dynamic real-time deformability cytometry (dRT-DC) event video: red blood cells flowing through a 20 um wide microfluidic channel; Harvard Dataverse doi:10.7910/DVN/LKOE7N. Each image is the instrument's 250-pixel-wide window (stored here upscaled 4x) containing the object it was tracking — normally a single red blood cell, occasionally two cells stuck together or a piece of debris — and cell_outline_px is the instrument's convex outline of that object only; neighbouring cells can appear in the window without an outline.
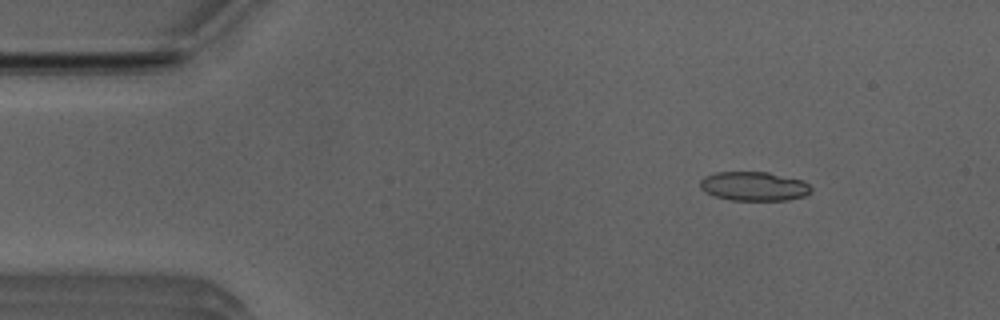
{"species": "Egyptian fruit bat (a non-hibernating species)", "species_latin": "Rousettus aegyptiacus", "temperature_condition": "room temperature", "stored_images_in_passage": 52, "camera_frame_rate_fps": 3000, "um_per_image_px": 0.085, "animal": {"sex": "male"}, "frame": {"image": 1, "passage_image": 7, "time_ms": 2.0, "image_size_px": [1000, 320], "cell_outline_px": [[812, 188], [804, 196], [788, 200], [732, 200], [716, 196], [704, 192], [700, 188], [700, 180], [704, 176], [716, 172], [768, 172], [804, 180]], "centroid_in_image_um": [64.07, 15.82], "position_along_channel_um": 20.9, "area_um2": 18.84}}
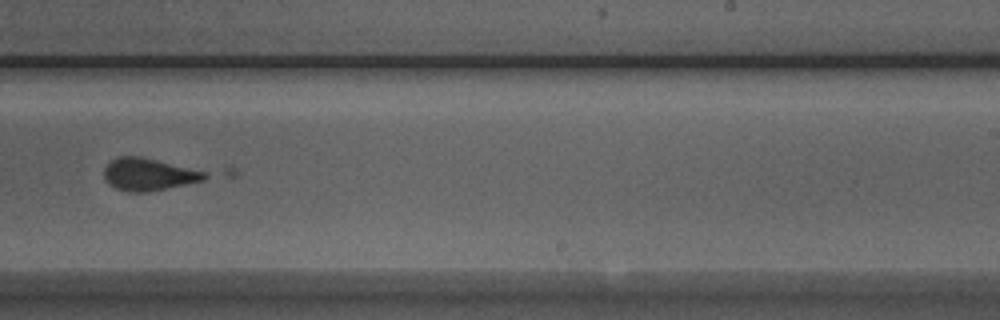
{"frame": {"image": 2, "passage_image": 32, "time_ms": 10.333, "image_size_px": [1000, 320], "cell_outline_px": [[236, 176], [148, 192], [128, 192], [116, 188], [108, 184], [104, 176], [104, 168], [112, 160], [120, 156], [140, 156], [236, 168]], "centroid_in_image_um": [13.58, 14.75], "position_along_channel_um": 275.4, "area_um2": 23.64}}
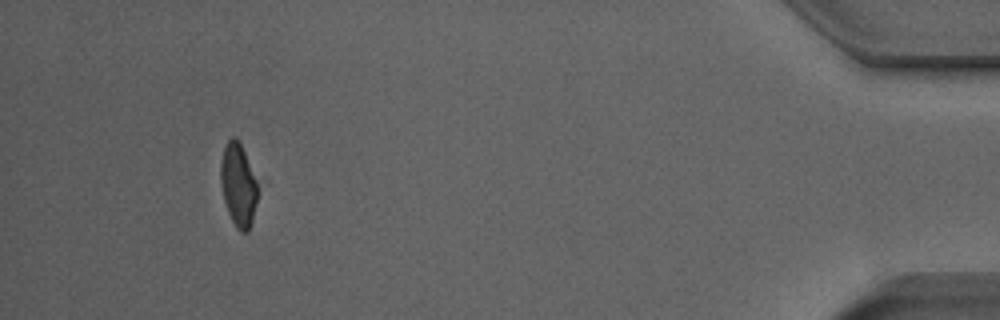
{"frame": {"image": 3, "passage_image": 48, "time_ms": 15.667, "image_size_px": [1000, 320], "cell_outline_px": [[256, 200], [252, 220], [248, 232], [240, 232], [236, 228], [228, 212], [224, 200], [220, 180], [220, 164], [224, 148], [228, 140], [232, 136], [236, 136], [244, 152], [256, 180]], "centroid_in_image_um": [20.22, 15.72], "position_along_channel_um": 415.0, "area_um2": 17.51}}